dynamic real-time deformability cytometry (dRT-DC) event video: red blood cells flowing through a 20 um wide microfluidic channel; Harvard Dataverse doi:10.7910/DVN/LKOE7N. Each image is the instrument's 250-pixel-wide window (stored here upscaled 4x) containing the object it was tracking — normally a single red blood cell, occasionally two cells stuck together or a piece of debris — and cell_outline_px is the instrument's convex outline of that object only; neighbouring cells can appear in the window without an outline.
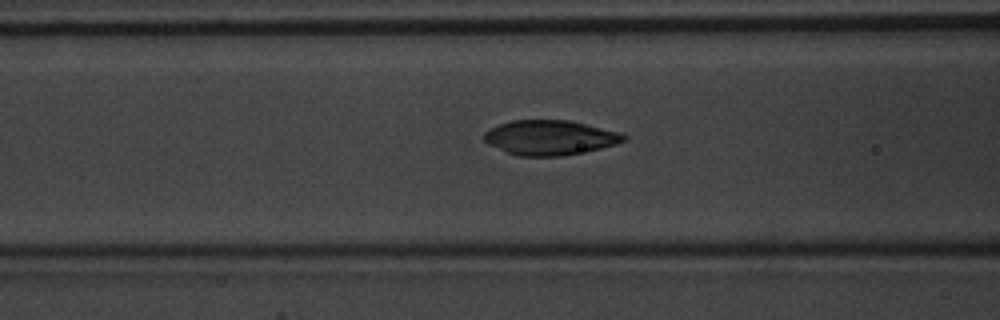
{"species": "common noctule bat (a hibernating species)", "species_latin": "Nyctalus noctula", "temperature_condition": "warm", "stored_images_in_passage": 33, "camera_frame_rate_fps": 3000, "um_per_image_px": 0.085, "animal": {"sex": "male", "body_mass_g": 20.1, "forearm_length_mm": 53.5}, "frame": {"image": 1, "passage_image": 8, "time_ms": 2.333, "image_size_px": [1000, 320], "cell_outline_px": [[628, 140], [616, 144], [600, 148], [560, 156], [516, 156], [488, 144], [480, 136], [484, 132], [500, 124], [512, 120], [568, 120], [620, 132], [628, 136]], "centroid_in_image_um": [46.73, 11.69], "position_along_channel_um": 119.9, "area_um2": 28.26}}
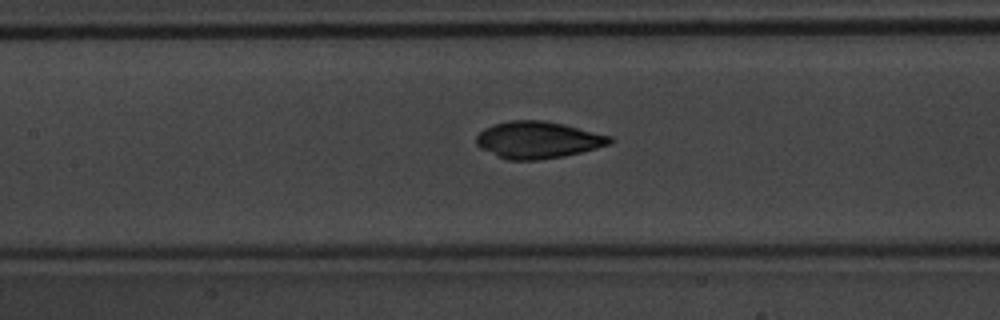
{"frame": {"image": 2, "passage_image": 11, "time_ms": 3.333, "image_size_px": [1000, 320], "cell_outline_px": [[612, 140], [608, 144], [596, 148], [564, 156], [536, 160], [508, 160], [480, 148], [476, 144], [476, 136], [484, 128], [496, 124], [512, 120], [544, 120], [564, 124], [612, 136]], "centroid_in_image_um": [45.71, 11.89], "position_along_channel_um": 161.7, "area_um2": 28.5}}
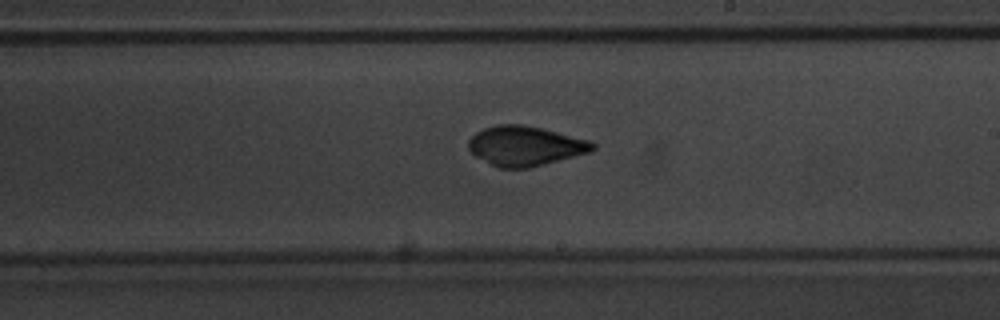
{"frame": {"image": 3, "passage_image": 17, "time_ms": 5.333, "image_size_px": [1000, 320], "cell_outline_px": [[596, 148], [592, 152], [528, 168], [500, 168], [476, 156], [468, 148], [468, 140], [476, 132], [484, 128], [496, 124], [524, 124], [592, 140], [596, 144]], "centroid_in_image_um": [44.69, 12.39], "position_along_channel_um": 244.3, "area_um2": 28.84}, "authors_computed_cell_mechanics": {"area_um2": 28.0908, "velocity_mm_per_s": 4.15, "shape_relaxation_time_tau1_ms": 3.0845, "shape_relaxation_time_tau2_ms": 1.1786, "deformation_change_tau1": 0.1124, "deformation_change_tau2": 0.0461}}